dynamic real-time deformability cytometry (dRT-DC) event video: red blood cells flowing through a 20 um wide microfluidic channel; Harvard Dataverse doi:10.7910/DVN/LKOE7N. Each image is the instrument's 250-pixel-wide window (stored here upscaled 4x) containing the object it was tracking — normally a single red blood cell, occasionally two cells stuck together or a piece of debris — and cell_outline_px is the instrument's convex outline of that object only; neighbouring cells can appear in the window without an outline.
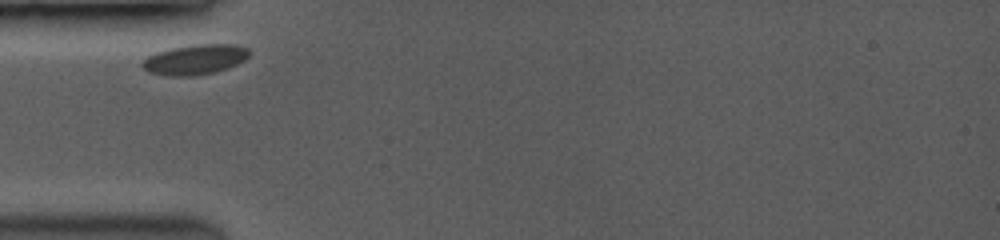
{"species": "common noctule bat (a hibernating species)", "species_latin": "Nyctalus noctula", "temperature_condition": "room temperature", "stored_images_in_passage": 7, "camera_frame_rate_fps": 3500, "um_per_image_px": 0.085, "animal": {"sex": "female", "body_mass_g": 19.0, "forearm_length_mm": 53.3}, "frame": {"image": 1, "passage_image": 1, "time_ms": 0.0, "image_size_px": [1000, 240], "cell_outline_px": [[248, 56], [244, 60], [228, 68], [216, 72], [192, 76], [168, 76], [148, 72], [140, 64], [148, 56], [156, 52], [172, 48], [196, 44], [232, 44], [248, 48]], "centroid_in_image_um": [16.56, 5.07], "position_along_channel_um": 68.4, "area_um2": 18.67}}
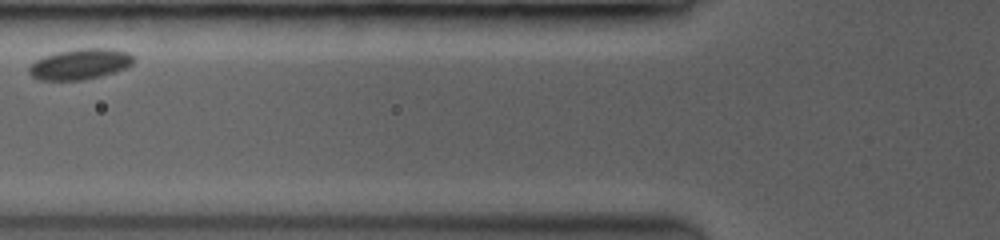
{"frame": {"image": 2, "passage_image": 4, "time_ms": 1.429, "image_size_px": [1000, 240], "cell_outline_px": [[136, 60], [128, 68], [116, 72], [84, 80], [40, 80], [32, 76], [28, 72], [28, 64], [44, 56], [56, 52], [80, 48], [112, 48], [128, 52]], "centroid_in_image_um": [6.82, 5.45], "position_along_channel_um": 119.0, "area_um2": 19.02}}
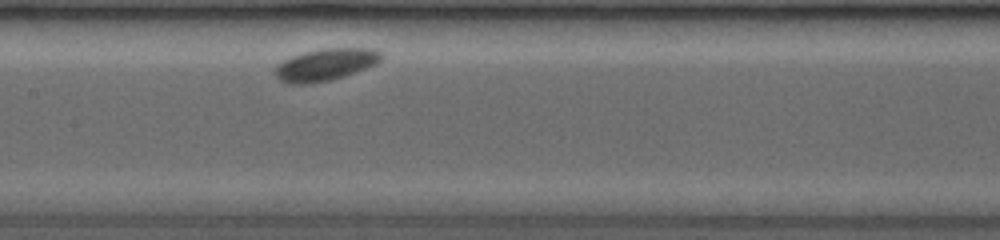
{"frame": {"image": 3, "passage_image": 7, "time_ms": 3.143, "image_size_px": [1000, 240], "cell_outline_px": [[384, 56], [376, 64], [344, 76], [328, 80], [308, 84], [288, 84], [280, 80], [276, 76], [276, 68], [284, 60], [292, 56], [316, 48], [372, 48], [380, 52]], "centroid_in_image_um": [27.68, 5.48], "position_along_channel_um": 179.7, "area_um2": 19.71}}